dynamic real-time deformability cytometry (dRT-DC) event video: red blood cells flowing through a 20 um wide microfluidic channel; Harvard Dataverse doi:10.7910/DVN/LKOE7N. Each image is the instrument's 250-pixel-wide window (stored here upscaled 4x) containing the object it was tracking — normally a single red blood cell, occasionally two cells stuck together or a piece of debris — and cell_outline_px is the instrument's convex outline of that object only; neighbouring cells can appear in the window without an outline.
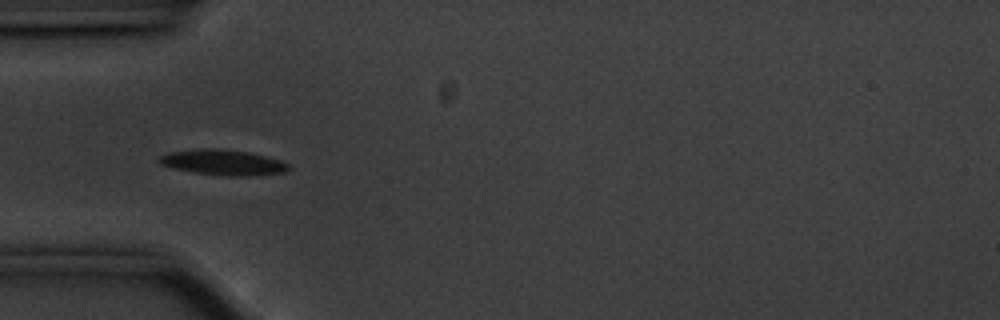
{"species": "common noctule bat (a hibernating species)", "species_latin": "Nyctalus noctula", "temperature_condition": "cold", "stored_images_in_passage": 26, "camera_frame_rate_fps": 3000, "um_per_image_px": 0.085, "animal": {"sex": "male", "body_mass_g": 20.1, "forearm_length_mm": 53.5}, "frame": {"image": 1, "passage_image": 1, "time_ms": 0.0, "image_size_px": [1000, 320], "cell_outline_px": [[292, 168], [284, 172], [248, 176], [228, 176], [192, 172], [172, 168], [160, 164], [156, 160], [160, 156], [172, 152], [204, 148], [220, 148], [248, 152], [280, 160], [288, 164]], "centroid_in_image_um": [18.95, 13.81], "position_along_channel_um": 66.1, "area_um2": 19.13}}
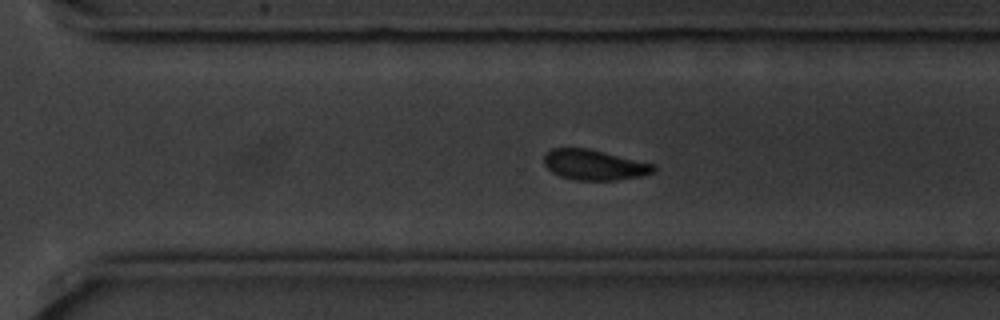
{"frame": {"image": 2, "passage_image": 19, "time_ms": 6.0, "image_size_px": [1000, 320], "cell_outline_px": [[656, 172], [640, 176], [616, 180], [572, 180], [560, 176], [552, 172], [544, 164], [544, 156], [552, 148], [588, 148], [656, 164]], "centroid_in_image_um": [50.54, 14.01], "position_along_channel_um": 320.1, "area_um2": 19.48}}